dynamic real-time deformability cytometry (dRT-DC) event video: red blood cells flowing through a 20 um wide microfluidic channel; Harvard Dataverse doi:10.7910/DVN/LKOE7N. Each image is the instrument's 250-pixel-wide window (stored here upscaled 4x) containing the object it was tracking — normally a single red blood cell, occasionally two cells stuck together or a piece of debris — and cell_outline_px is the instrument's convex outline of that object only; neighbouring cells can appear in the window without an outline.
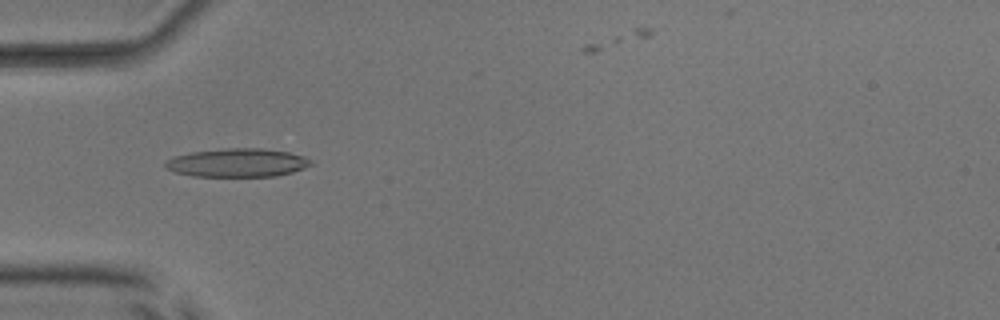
{"species": "common noctule bat (a hibernating species)", "species_latin": "Nyctalus noctula", "temperature_condition": "room temperature", "stored_images_in_passage": 46, "camera_frame_rate_fps": 3000, "um_per_image_px": 0.085, "animal": {"sex": "male", "body_mass_g": 17.9, "forearm_length_mm": 54.2}, "frame": {"image": 1, "passage_image": 13, "time_ms": 4.0, "image_size_px": [1000, 320], "cell_outline_px": [[312, 164], [304, 168], [292, 172], [276, 176], [192, 176], [176, 172], [168, 168], [164, 164], [168, 160], [176, 156], [192, 152], [224, 148], [264, 148], [288, 152], [304, 156], [312, 160]], "centroid_in_image_um": [20.23, 13.82], "position_along_channel_um": 64.8, "area_um2": 23.99}}
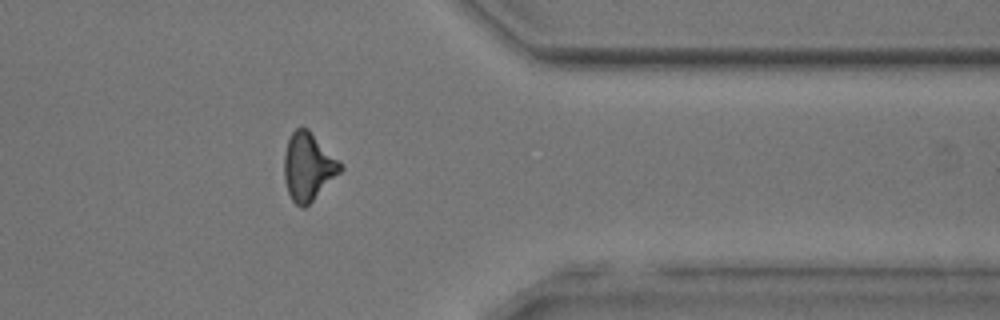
{"frame": {"image": 2, "passage_image": 38, "time_ms": 12.333, "image_size_px": [1000, 320], "cell_outline_px": [[344, 168], [304, 208], [300, 208], [292, 200], [288, 192], [284, 180], [284, 152], [288, 140], [292, 132], [296, 128], [308, 128], [344, 164]], "centroid_in_image_um": [26.2, 14.15], "position_along_channel_um": 385.2, "area_um2": 22.2}}
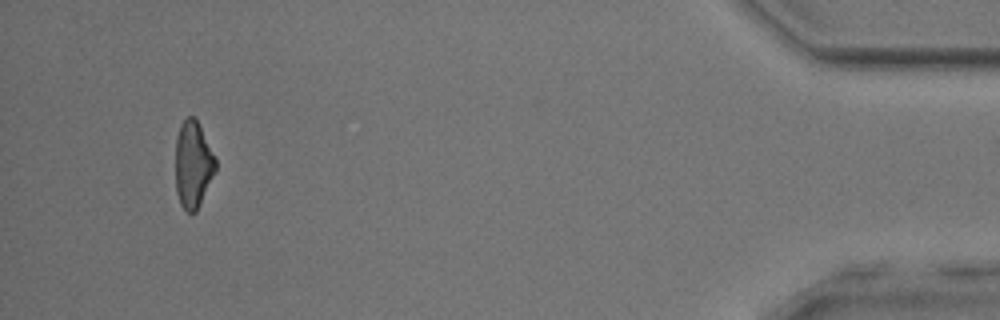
{"frame": {"image": 3, "passage_image": 45, "time_ms": 14.667, "image_size_px": [1000, 320], "cell_outline_px": [[216, 172], [196, 212], [188, 212], [180, 204], [176, 192], [176, 136], [180, 124], [188, 116], [196, 116], [200, 124], [216, 160]], "centroid_in_image_um": [16.41, 13.96], "position_along_channel_um": 418.8, "area_um2": 20.46}}